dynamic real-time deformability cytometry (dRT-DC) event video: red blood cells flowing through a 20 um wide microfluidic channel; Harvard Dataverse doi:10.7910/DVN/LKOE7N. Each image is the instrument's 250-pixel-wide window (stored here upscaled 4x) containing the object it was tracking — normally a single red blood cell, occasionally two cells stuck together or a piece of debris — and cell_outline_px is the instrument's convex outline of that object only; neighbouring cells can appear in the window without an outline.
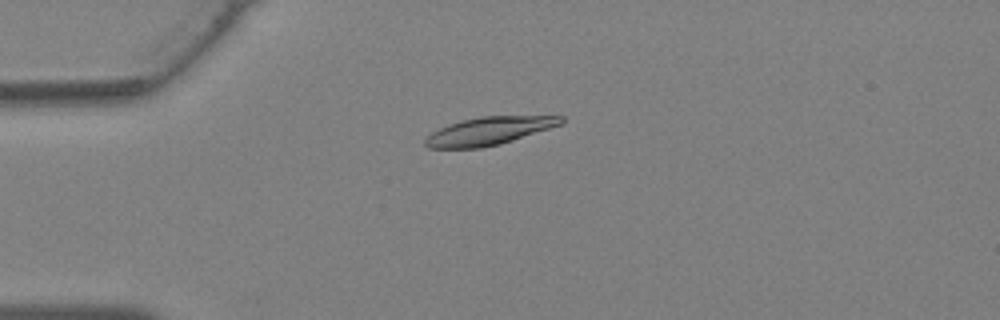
{"species": "Egyptian fruit bat (a non-hibernating species)", "species_latin": "Rousettus aegyptiacus", "temperature_condition": "warm", "stored_images_in_passage": 40, "camera_frame_rate_fps": 3000, "um_per_image_px": 0.085, "animal": {"sex": "female"}, "frame": {"image": 1, "passage_image": 11, "time_ms": 3.333, "image_size_px": [1000, 320], "cell_outline_px": [[564, 124], [500, 144], [480, 148], [428, 148], [424, 144], [424, 140], [432, 132], [448, 124], [480, 116], [564, 116]], "centroid_in_image_um": [41.58, 11.13], "position_along_channel_um": 43.4, "area_um2": 22.08}}
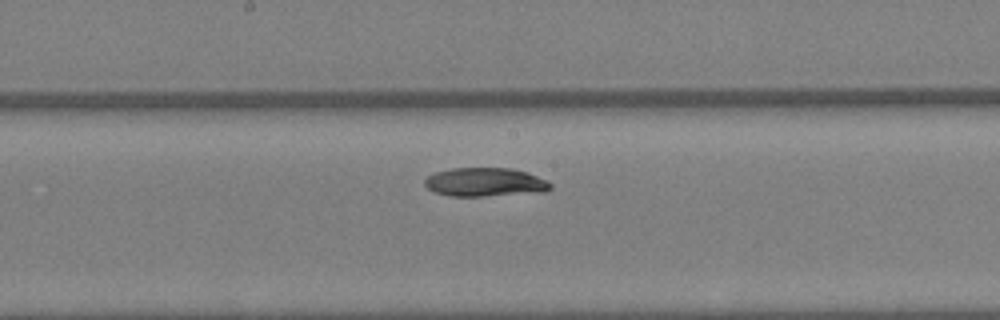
{"frame": {"image": 2, "passage_image": 22, "time_ms": 7.0, "image_size_px": [1000, 320], "cell_outline_px": [[552, 188], [544, 192], [484, 196], [448, 196], [432, 192], [424, 184], [424, 180], [428, 176], [436, 172], [452, 168], [512, 168], [528, 172], [552, 184]], "centroid_in_image_um": [41.21, 15.49], "position_along_channel_um": 207.0, "area_um2": 21.15}}
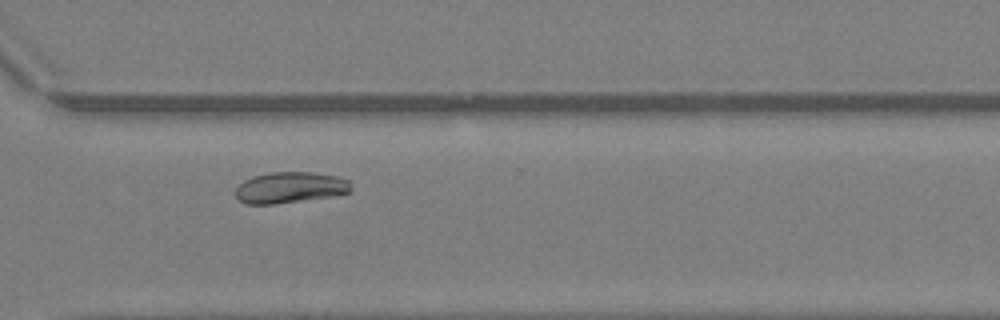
{"frame": {"image": 3, "passage_image": 30, "time_ms": 9.667, "image_size_px": [1000, 320], "cell_outline_px": [[352, 192], [340, 196], [272, 204], [248, 204], [240, 200], [236, 196], [236, 188], [244, 180], [252, 176], [272, 172], [312, 172], [336, 176], [352, 180]], "centroid_in_image_um": [24.76, 15.94], "position_along_channel_um": 345.8, "area_um2": 21.33}}